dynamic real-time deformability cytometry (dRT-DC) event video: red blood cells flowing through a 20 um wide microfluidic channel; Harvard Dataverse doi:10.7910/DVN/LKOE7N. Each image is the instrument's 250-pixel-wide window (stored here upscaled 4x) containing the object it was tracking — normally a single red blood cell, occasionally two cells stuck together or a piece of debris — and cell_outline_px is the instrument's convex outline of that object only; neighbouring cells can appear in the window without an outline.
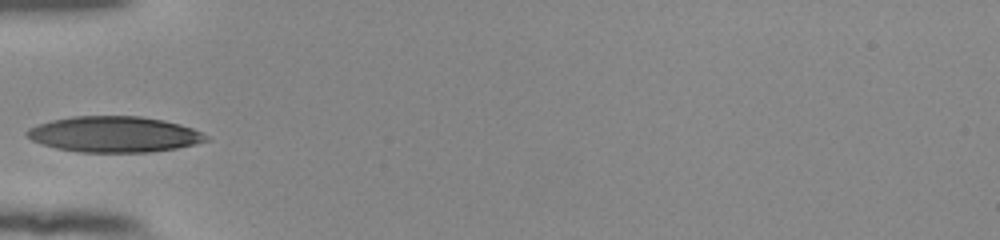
{"species": "human", "species_latin": "Homo sapiens", "temperature_condition": "room temperature", "stored_images_in_passage": 25, "camera_frame_rate_fps": 3000, "um_per_image_px": 0.085, "donor": {"sex": "female"}, "frame": {"image": 1, "passage_image": 1, "time_ms": 0.0, "image_size_px": [1000, 240], "cell_outline_px": [[212, 140], [176, 148], [148, 152], [80, 152], [56, 148], [32, 140], [24, 132], [28, 128], [52, 120], [72, 116], [140, 116], [164, 120], [180, 124], [192, 128], [208, 136]], "centroid_in_image_um": [9.73, 11.41], "position_along_channel_um": 75.3, "area_um2": 37.28}}
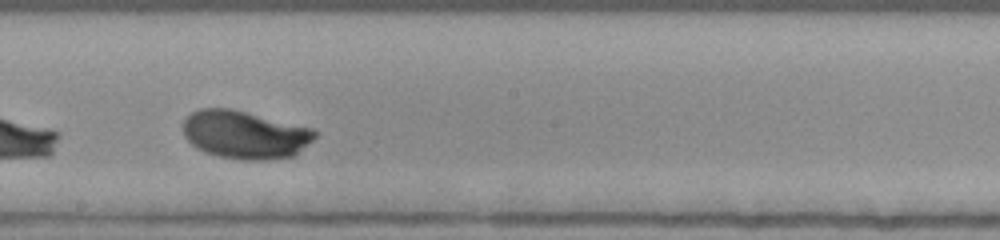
{"frame": {"image": 2, "passage_image": 13, "time_ms": 4.0, "image_size_px": [1000, 240], "cell_outline_px": [[316, 136], [296, 156], [268, 160], [240, 160], [216, 156], [204, 152], [196, 148], [184, 136], [184, 120], [192, 112], [200, 108], [232, 108], [312, 128], [316, 132]], "centroid_in_image_um": [20.82, 11.46], "position_along_channel_um": 227.4, "area_um2": 37.17}}
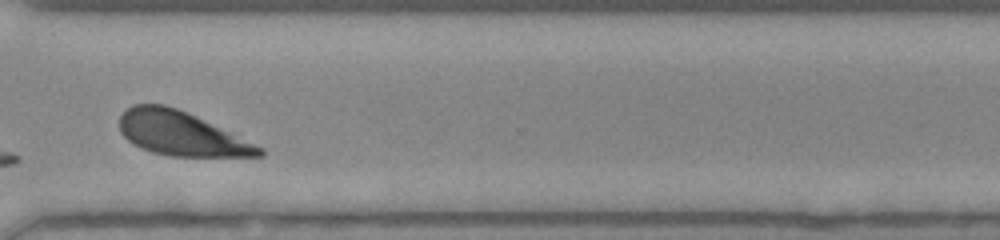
{"frame": {"image": 3, "passage_image": 23, "time_ms": 7.333, "image_size_px": [1000, 240], "cell_outline_px": [[264, 156], [168, 156], [152, 152], [128, 140], [120, 132], [120, 116], [132, 104], [164, 104], [176, 108], [264, 148]], "centroid_in_image_um": [15.36, 11.36], "position_along_channel_um": 355.2, "area_um2": 35.03}}